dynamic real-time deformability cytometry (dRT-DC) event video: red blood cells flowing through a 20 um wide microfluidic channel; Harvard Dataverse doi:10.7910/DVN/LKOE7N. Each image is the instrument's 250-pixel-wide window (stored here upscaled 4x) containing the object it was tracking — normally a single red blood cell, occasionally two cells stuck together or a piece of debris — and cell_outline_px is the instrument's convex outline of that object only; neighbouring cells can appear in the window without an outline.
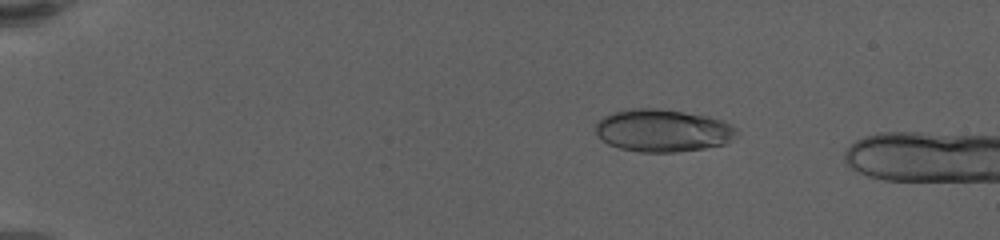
{"species": "human", "species_latin": "Homo sapiens", "temperature_condition": "warm", "stored_images_in_passage": 51, "camera_frame_rate_fps": 3000, "um_per_image_px": 0.085, "donor": {"sex": "female"}, "frame": {"image": 1, "passage_image": 2, "time_ms": 0.333, "image_size_px": [1000, 240], "cell_outline_px": [[740, 132], [724, 144], [704, 148], [676, 152], [640, 152], [620, 148], [608, 144], [596, 132], [596, 124], [604, 116], [612, 112], [632, 108], [660, 108], [708, 116], [720, 120], [736, 128]], "centroid_in_image_um": [56.33, 11.09], "position_along_channel_um": 28.7, "area_um2": 34.8}}
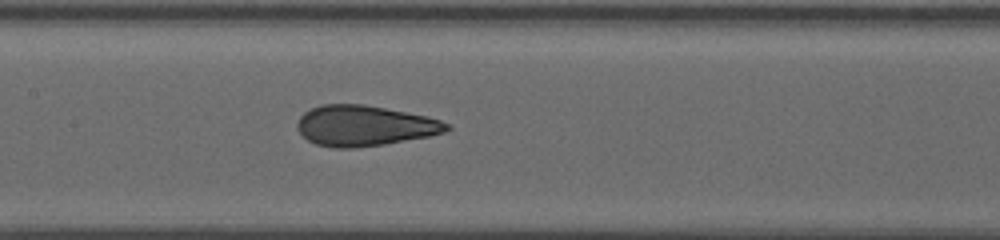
{"frame": {"image": 2, "passage_image": 23, "time_ms": 7.333, "image_size_px": [1000, 240], "cell_outline_px": [[452, 128], [444, 132], [428, 136], [384, 144], [352, 148], [336, 148], [316, 144], [308, 140], [300, 132], [296, 124], [300, 116], [304, 112], [320, 104], [364, 104], [428, 116], [440, 120], [448, 124]], "centroid_in_image_um": [30.97, 10.68], "position_along_channel_um": 176.4, "area_um2": 35.14}}
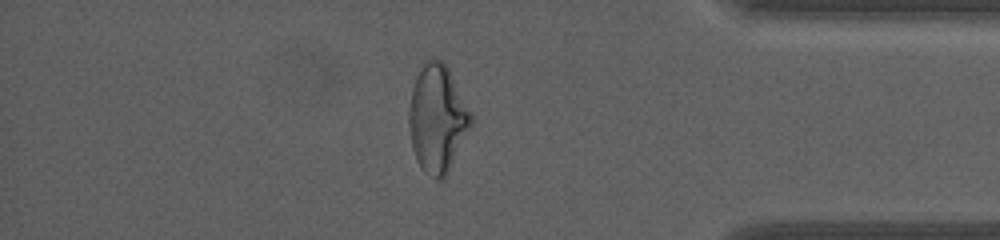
{"frame": {"image": 3, "passage_image": 44, "time_ms": 14.333, "image_size_px": [1000, 240], "cell_outline_px": [[472, 124], [448, 172], [440, 180], [436, 180], [424, 172], [420, 168], [416, 160], [412, 148], [408, 124], [408, 112], [412, 88], [416, 76], [424, 60], [432, 56], [440, 60], [448, 68], [472, 112]], "centroid_in_image_um": [37.16, 10.06], "position_along_channel_um": 398.0, "area_um2": 39.13}}